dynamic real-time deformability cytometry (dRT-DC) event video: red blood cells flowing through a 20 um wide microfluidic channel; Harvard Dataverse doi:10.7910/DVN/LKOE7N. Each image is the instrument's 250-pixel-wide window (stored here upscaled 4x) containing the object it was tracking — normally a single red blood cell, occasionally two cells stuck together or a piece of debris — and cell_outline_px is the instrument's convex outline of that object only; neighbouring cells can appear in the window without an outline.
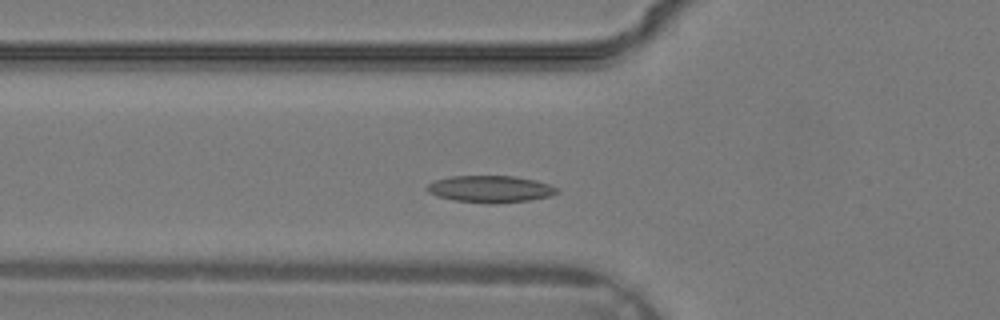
{"species": "common noctule bat (a hibernating species)", "species_latin": "Nyctalus noctula", "temperature_condition": "warm", "stored_images_in_passage": 30, "camera_frame_rate_fps": 3000, "um_per_image_px": 0.085, "animal": {"sex": "male", "body_mass_g": 19.2, "forearm_length_mm": 51.8}, "frame": {"image": 1, "passage_image": 7, "time_ms": 2.0, "image_size_px": [1000, 320], "cell_outline_px": [[560, 192], [552, 196], [528, 200], [496, 204], [492, 204], [452, 200], [436, 196], [428, 192], [424, 188], [428, 184], [436, 180], [452, 176], [516, 176], [536, 180], [560, 188]], "centroid_in_image_um": [41.7, 16.07], "position_along_channel_um": 84.1, "area_um2": 20.63}}
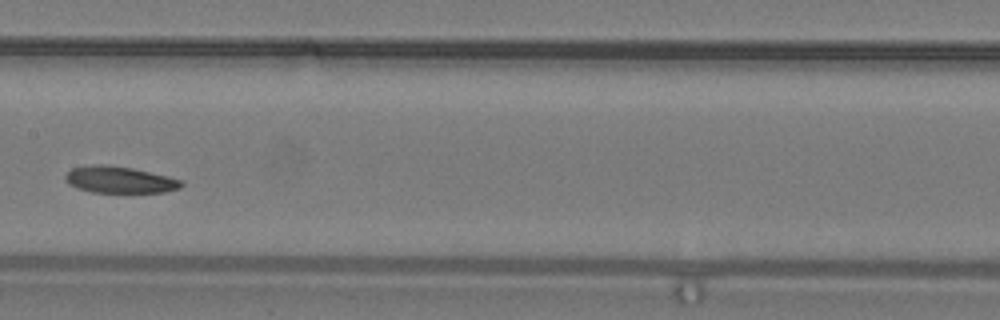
{"frame": {"image": 2, "passage_image": 13, "time_ms": 4.0, "image_size_px": [1000, 320], "cell_outline_px": [[184, 184], [180, 188], [164, 192], [92, 192], [76, 188], [68, 184], [64, 180], [64, 176], [72, 168], [96, 164], [104, 164], [132, 168], [168, 176], [184, 180]], "centroid_in_image_um": [10.16, 15.28], "position_along_channel_um": 197.2, "area_um2": 18.09}}
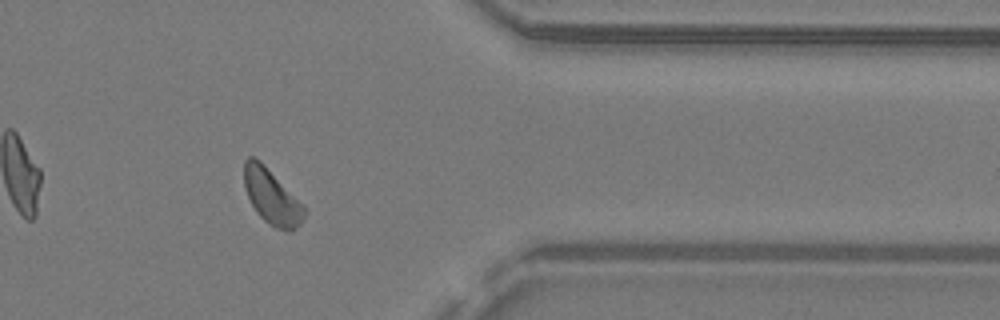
{"frame": {"image": 3, "passage_image": 24, "time_ms": 7.667, "image_size_px": [1000, 320], "cell_outline_px": [[304, 216], [300, 224], [296, 228], [288, 232], [276, 228], [268, 224], [256, 212], [244, 188], [244, 160], [248, 156], [252, 156], [260, 160], [264, 164], [304, 208]], "centroid_in_image_um": [23.04, 16.73], "position_along_channel_um": 388.4, "area_um2": 18.79}}